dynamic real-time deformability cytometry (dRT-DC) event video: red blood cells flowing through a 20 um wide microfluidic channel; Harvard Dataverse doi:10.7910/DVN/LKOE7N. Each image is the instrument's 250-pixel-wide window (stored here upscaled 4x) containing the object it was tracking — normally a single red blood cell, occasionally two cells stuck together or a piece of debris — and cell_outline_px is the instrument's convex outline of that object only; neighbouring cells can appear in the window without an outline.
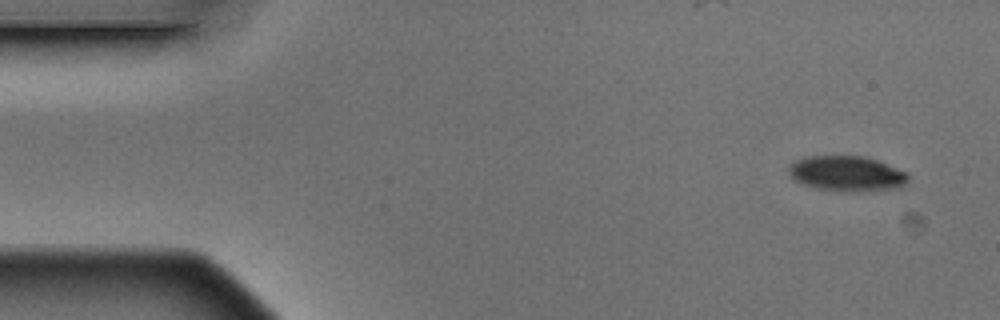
{"species": "Egyptian fruit bat (a non-hibernating species)", "species_latin": "Rousettus aegyptiacus", "temperature_condition": "warm", "stored_images_in_passage": 4, "camera_frame_rate_fps": 3000, "um_per_image_px": 0.085, "animal": {"sex": "male"}, "frame": {"image": 1, "passage_image": 1, "time_ms": 0.0, "image_size_px": [1000, 320], "cell_outline_px": [[908, 180], [900, 188], [868, 192], [844, 192], [816, 188], [804, 184], [796, 180], [788, 172], [788, 164], [804, 156], [864, 156], [876, 160], [908, 172]], "centroid_in_image_um": [72.0, 14.77], "position_along_channel_um": 13.0, "area_um2": 24.91}}
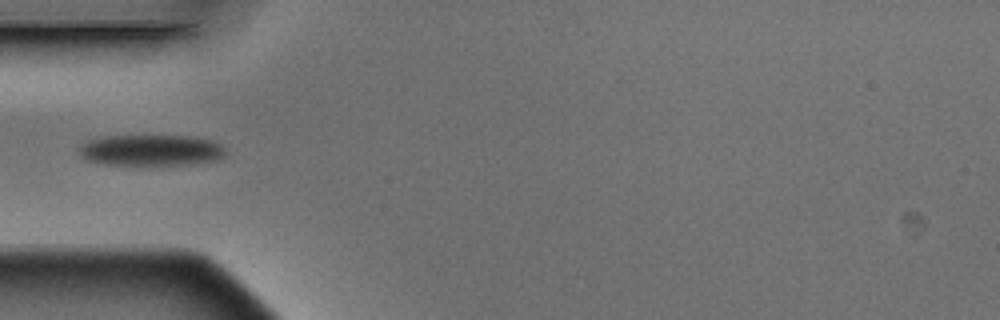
{"frame": {"image": 2, "passage_image": 4, "time_ms": 1.0, "image_size_px": [1000, 320], "cell_outline_px": [[224, 156], [220, 160], [192, 164], [104, 164], [88, 160], [80, 152], [80, 144], [88, 140], [104, 136], [192, 136], [212, 140], [220, 144], [224, 148]], "centroid_in_image_um": [12.88, 12.76], "position_along_channel_um": 72.1, "area_um2": 26.36}}